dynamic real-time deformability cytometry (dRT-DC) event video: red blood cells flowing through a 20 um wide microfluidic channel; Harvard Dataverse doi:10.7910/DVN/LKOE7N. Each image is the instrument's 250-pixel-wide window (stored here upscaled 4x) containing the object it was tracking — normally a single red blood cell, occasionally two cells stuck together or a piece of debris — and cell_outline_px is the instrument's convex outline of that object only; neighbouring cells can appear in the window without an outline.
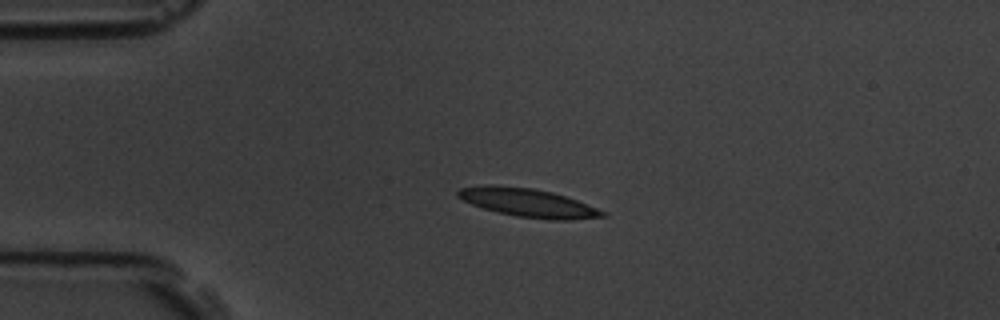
{"species": "common noctule bat (a hibernating species)", "species_latin": "Nyctalus noctula", "temperature_condition": "room temperature", "stored_images_in_passage": 4, "camera_frame_rate_fps": 3000, "um_per_image_px": 0.085, "animal": {"sex": "male", "body_mass_g": 19.5, "forearm_length_mm": 54.6}, "frame": {"image": 1, "passage_image": 3, "time_ms": 0.667, "image_size_px": [1000, 320], "cell_outline_px": [[608, 216], [568, 220], [548, 220], [516, 216], [496, 212], [472, 204], [456, 196], [456, 192], [460, 188], [484, 184], [496, 184], [532, 188], [552, 192], [576, 200], [596, 208], [604, 212]], "centroid_in_image_um": [44.83, 17.22], "position_along_channel_um": 40.2, "area_um2": 23.99}}